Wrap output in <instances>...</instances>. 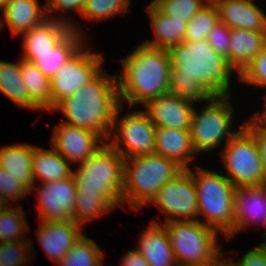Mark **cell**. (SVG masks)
I'll list each match as a JSON object with an SVG mask.
<instances>
[{
  "label": "cell",
  "mask_w": 266,
  "mask_h": 266,
  "mask_svg": "<svg viewBox=\"0 0 266 266\" xmlns=\"http://www.w3.org/2000/svg\"><path fill=\"white\" fill-rule=\"evenodd\" d=\"M116 73L103 69L88 84L62 100L53 110L66 118L63 123L84 128L108 141L120 103Z\"/></svg>",
  "instance_id": "obj_1"
},
{
  "label": "cell",
  "mask_w": 266,
  "mask_h": 266,
  "mask_svg": "<svg viewBox=\"0 0 266 266\" xmlns=\"http://www.w3.org/2000/svg\"><path fill=\"white\" fill-rule=\"evenodd\" d=\"M121 75H116L120 103L129 107L146 105L152 99L169 93L170 56L167 49L145 45L135 47L128 56L119 60Z\"/></svg>",
  "instance_id": "obj_2"
},
{
  "label": "cell",
  "mask_w": 266,
  "mask_h": 266,
  "mask_svg": "<svg viewBox=\"0 0 266 266\" xmlns=\"http://www.w3.org/2000/svg\"><path fill=\"white\" fill-rule=\"evenodd\" d=\"M170 76L194 77L213 96L232 95L234 70L226 58L216 53L206 40L181 42L168 49Z\"/></svg>",
  "instance_id": "obj_3"
},
{
  "label": "cell",
  "mask_w": 266,
  "mask_h": 266,
  "mask_svg": "<svg viewBox=\"0 0 266 266\" xmlns=\"http://www.w3.org/2000/svg\"><path fill=\"white\" fill-rule=\"evenodd\" d=\"M183 170L175 161L155 153L124 160L123 208L128 204L130 211L137 212Z\"/></svg>",
  "instance_id": "obj_4"
},
{
  "label": "cell",
  "mask_w": 266,
  "mask_h": 266,
  "mask_svg": "<svg viewBox=\"0 0 266 266\" xmlns=\"http://www.w3.org/2000/svg\"><path fill=\"white\" fill-rule=\"evenodd\" d=\"M192 177L197 194L198 218L202 215L204 225L230 240L234 237L235 186L223 173L197 165L192 170Z\"/></svg>",
  "instance_id": "obj_5"
},
{
  "label": "cell",
  "mask_w": 266,
  "mask_h": 266,
  "mask_svg": "<svg viewBox=\"0 0 266 266\" xmlns=\"http://www.w3.org/2000/svg\"><path fill=\"white\" fill-rule=\"evenodd\" d=\"M73 176L77 192H96L115 210L123 207L124 158L108 142L73 169Z\"/></svg>",
  "instance_id": "obj_6"
},
{
  "label": "cell",
  "mask_w": 266,
  "mask_h": 266,
  "mask_svg": "<svg viewBox=\"0 0 266 266\" xmlns=\"http://www.w3.org/2000/svg\"><path fill=\"white\" fill-rule=\"evenodd\" d=\"M163 224L177 266H207L222 251L219 234L200 220Z\"/></svg>",
  "instance_id": "obj_7"
},
{
  "label": "cell",
  "mask_w": 266,
  "mask_h": 266,
  "mask_svg": "<svg viewBox=\"0 0 266 266\" xmlns=\"http://www.w3.org/2000/svg\"><path fill=\"white\" fill-rule=\"evenodd\" d=\"M231 101V95L213 96L199 112L196 107L193 109L189 133L196 154L210 153L238 132L232 128L234 105Z\"/></svg>",
  "instance_id": "obj_8"
},
{
  "label": "cell",
  "mask_w": 266,
  "mask_h": 266,
  "mask_svg": "<svg viewBox=\"0 0 266 266\" xmlns=\"http://www.w3.org/2000/svg\"><path fill=\"white\" fill-rule=\"evenodd\" d=\"M222 149L220 161L227 171L224 176L235 188L265 185L256 141L243 124Z\"/></svg>",
  "instance_id": "obj_9"
},
{
  "label": "cell",
  "mask_w": 266,
  "mask_h": 266,
  "mask_svg": "<svg viewBox=\"0 0 266 266\" xmlns=\"http://www.w3.org/2000/svg\"><path fill=\"white\" fill-rule=\"evenodd\" d=\"M125 106L116 111L108 143L124 158L155 153L156 127L145 110H134L121 117ZM125 150H124V147Z\"/></svg>",
  "instance_id": "obj_10"
},
{
  "label": "cell",
  "mask_w": 266,
  "mask_h": 266,
  "mask_svg": "<svg viewBox=\"0 0 266 266\" xmlns=\"http://www.w3.org/2000/svg\"><path fill=\"white\" fill-rule=\"evenodd\" d=\"M88 46L86 42L50 79L51 112L62 100L74 95L104 69L103 55L91 52Z\"/></svg>",
  "instance_id": "obj_11"
},
{
  "label": "cell",
  "mask_w": 266,
  "mask_h": 266,
  "mask_svg": "<svg viewBox=\"0 0 266 266\" xmlns=\"http://www.w3.org/2000/svg\"><path fill=\"white\" fill-rule=\"evenodd\" d=\"M150 204L157 205L166 215L163 223L200 220L192 169H184L174 179L164 184Z\"/></svg>",
  "instance_id": "obj_12"
},
{
  "label": "cell",
  "mask_w": 266,
  "mask_h": 266,
  "mask_svg": "<svg viewBox=\"0 0 266 266\" xmlns=\"http://www.w3.org/2000/svg\"><path fill=\"white\" fill-rule=\"evenodd\" d=\"M34 184L37 188L39 220L43 222L73 221L76 206L77 186L73 174L65 179Z\"/></svg>",
  "instance_id": "obj_13"
},
{
  "label": "cell",
  "mask_w": 266,
  "mask_h": 266,
  "mask_svg": "<svg viewBox=\"0 0 266 266\" xmlns=\"http://www.w3.org/2000/svg\"><path fill=\"white\" fill-rule=\"evenodd\" d=\"M51 146L71 165L81 164L106 141L93 131L60 122L54 126Z\"/></svg>",
  "instance_id": "obj_14"
},
{
  "label": "cell",
  "mask_w": 266,
  "mask_h": 266,
  "mask_svg": "<svg viewBox=\"0 0 266 266\" xmlns=\"http://www.w3.org/2000/svg\"><path fill=\"white\" fill-rule=\"evenodd\" d=\"M234 237L242 230L261 224L266 236V188L261 186H248L236 188L234 194Z\"/></svg>",
  "instance_id": "obj_15"
},
{
  "label": "cell",
  "mask_w": 266,
  "mask_h": 266,
  "mask_svg": "<svg viewBox=\"0 0 266 266\" xmlns=\"http://www.w3.org/2000/svg\"><path fill=\"white\" fill-rule=\"evenodd\" d=\"M196 105L167 93L149 101L144 110L155 127L189 130Z\"/></svg>",
  "instance_id": "obj_16"
},
{
  "label": "cell",
  "mask_w": 266,
  "mask_h": 266,
  "mask_svg": "<svg viewBox=\"0 0 266 266\" xmlns=\"http://www.w3.org/2000/svg\"><path fill=\"white\" fill-rule=\"evenodd\" d=\"M36 234L42 250L53 263L61 261L72 245L83 234V228L74 221H39Z\"/></svg>",
  "instance_id": "obj_17"
},
{
  "label": "cell",
  "mask_w": 266,
  "mask_h": 266,
  "mask_svg": "<svg viewBox=\"0 0 266 266\" xmlns=\"http://www.w3.org/2000/svg\"><path fill=\"white\" fill-rule=\"evenodd\" d=\"M214 5L219 21L229 28L266 32V13L253 0H222Z\"/></svg>",
  "instance_id": "obj_18"
},
{
  "label": "cell",
  "mask_w": 266,
  "mask_h": 266,
  "mask_svg": "<svg viewBox=\"0 0 266 266\" xmlns=\"http://www.w3.org/2000/svg\"><path fill=\"white\" fill-rule=\"evenodd\" d=\"M71 26L55 19H45L41 24L21 35L23 60L31 62L36 54L50 52L70 31Z\"/></svg>",
  "instance_id": "obj_19"
},
{
  "label": "cell",
  "mask_w": 266,
  "mask_h": 266,
  "mask_svg": "<svg viewBox=\"0 0 266 266\" xmlns=\"http://www.w3.org/2000/svg\"><path fill=\"white\" fill-rule=\"evenodd\" d=\"M45 7L38 0H9L1 14L0 29L7 26L13 38L21 36L47 19Z\"/></svg>",
  "instance_id": "obj_20"
},
{
  "label": "cell",
  "mask_w": 266,
  "mask_h": 266,
  "mask_svg": "<svg viewBox=\"0 0 266 266\" xmlns=\"http://www.w3.org/2000/svg\"><path fill=\"white\" fill-rule=\"evenodd\" d=\"M139 236L136 249L149 266H177L164 224L151 220Z\"/></svg>",
  "instance_id": "obj_21"
},
{
  "label": "cell",
  "mask_w": 266,
  "mask_h": 266,
  "mask_svg": "<svg viewBox=\"0 0 266 266\" xmlns=\"http://www.w3.org/2000/svg\"><path fill=\"white\" fill-rule=\"evenodd\" d=\"M230 37L226 60L237 76L266 46V32L232 28Z\"/></svg>",
  "instance_id": "obj_22"
},
{
  "label": "cell",
  "mask_w": 266,
  "mask_h": 266,
  "mask_svg": "<svg viewBox=\"0 0 266 266\" xmlns=\"http://www.w3.org/2000/svg\"><path fill=\"white\" fill-rule=\"evenodd\" d=\"M155 154L175 161L183 169H190L189 163L197 156L189 130L163 127H156Z\"/></svg>",
  "instance_id": "obj_23"
},
{
  "label": "cell",
  "mask_w": 266,
  "mask_h": 266,
  "mask_svg": "<svg viewBox=\"0 0 266 266\" xmlns=\"http://www.w3.org/2000/svg\"><path fill=\"white\" fill-rule=\"evenodd\" d=\"M146 11L149 14L154 40L146 39L143 41L145 45L168 50L184 41L187 21L163 14L152 2L147 6Z\"/></svg>",
  "instance_id": "obj_24"
},
{
  "label": "cell",
  "mask_w": 266,
  "mask_h": 266,
  "mask_svg": "<svg viewBox=\"0 0 266 266\" xmlns=\"http://www.w3.org/2000/svg\"><path fill=\"white\" fill-rule=\"evenodd\" d=\"M86 38L88 37L71 30L50 52L36 54L31 62L51 79L61 66L87 42Z\"/></svg>",
  "instance_id": "obj_25"
},
{
  "label": "cell",
  "mask_w": 266,
  "mask_h": 266,
  "mask_svg": "<svg viewBox=\"0 0 266 266\" xmlns=\"http://www.w3.org/2000/svg\"><path fill=\"white\" fill-rule=\"evenodd\" d=\"M35 145L16 143L0 147V167L12 173L29 190L34 185L32 163Z\"/></svg>",
  "instance_id": "obj_26"
},
{
  "label": "cell",
  "mask_w": 266,
  "mask_h": 266,
  "mask_svg": "<svg viewBox=\"0 0 266 266\" xmlns=\"http://www.w3.org/2000/svg\"><path fill=\"white\" fill-rule=\"evenodd\" d=\"M34 184L53 182L70 177L73 169L70 163L53 147L45 149L35 145L32 163Z\"/></svg>",
  "instance_id": "obj_27"
},
{
  "label": "cell",
  "mask_w": 266,
  "mask_h": 266,
  "mask_svg": "<svg viewBox=\"0 0 266 266\" xmlns=\"http://www.w3.org/2000/svg\"><path fill=\"white\" fill-rule=\"evenodd\" d=\"M0 92L19 107L40 110L29 98L21 74V58L16 63L0 60Z\"/></svg>",
  "instance_id": "obj_28"
},
{
  "label": "cell",
  "mask_w": 266,
  "mask_h": 266,
  "mask_svg": "<svg viewBox=\"0 0 266 266\" xmlns=\"http://www.w3.org/2000/svg\"><path fill=\"white\" fill-rule=\"evenodd\" d=\"M21 74L30 100L40 109L51 112V83L32 62L21 58Z\"/></svg>",
  "instance_id": "obj_29"
},
{
  "label": "cell",
  "mask_w": 266,
  "mask_h": 266,
  "mask_svg": "<svg viewBox=\"0 0 266 266\" xmlns=\"http://www.w3.org/2000/svg\"><path fill=\"white\" fill-rule=\"evenodd\" d=\"M104 251L90 237L82 234L57 266H105Z\"/></svg>",
  "instance_id": "obj_30"
},
{
  "label": "cell",
  "mask_w": 266,
  "mask_h": 266,
  "mask_svg": "<svg viewBox=\"0 0 266 266\" xmlns=\"http://www.w3.org/2000/svg\"><path fill=\"white\" fill-rule=\"evenodd\" d=\"M115 208L99 193L77 192L76 206L73 210V221L84 227L85 223L110 213Z\"/></svg>",
  "instance_id": "obj_31"
},
{
  "label": "cell",
  "mask_w": 266,
  "mask_h": 266,
  "mask_svg": "<svg viewBox=\"0 0 266 266\" xmlns=\"http://www.w3.org/2000/svg\"><path fill=\"white\" fill-rule=\"evenodd\" d=\"M23 206L11 205L0 213V242L26 239L30 228Z\"/></svg>",
  "instance_id": "obj_32"
},
{
  "label": "cell",
  "mask_w": 266,
  "mask_h": 266,
  "mask_svg": "<svg viewBox=\"0 0 266 266\" xmlns=\"http://www.w3.org/2000/svg\"><path fill=\"white\" fill-rule=\"evenodd\" d=\"M218 21L217 7L207 2L198 13L188 21L183 42L206 40L208 33Z\"/></svg>",
  "instance_id": "obj_33"
},
{
  "label": "cell",
  "mask_w": 266,
  "mask_h": 266,
  "mask_svg": "<svg viewBox=\"0 0 266 266\" xmlns=\"http://www.w3.org/2000/svg\"><path fill=\"white\" fill-rule=\"evenodd\" d=\"M168 91L182 100L198 103L209 101L213 95L194 77L170 76Z\"/></svg>",
  "instance_id": "obj_34"
},
{
  "label": "cell",
  "mask_w": 266,
  "mask_h": 266,
  "mask_svg": "<svg viewBox=\"0 0 266 266\" xmlns=\"http://www.w3.org/2000/svg\"><path fill=\"white\" fill-rule=\"evenodd\" d=\"M130 0H86L82 10V17L95 22L124 15L130 8Z\"/></svg>",
  "instance_id": "obj_35"
},
{
  "label": "cell",
  "mask_w": 266,
  "mask_h": 266,
  "mask_svg": "<svg viewBox=\"0 0 266 266\" xmlns=\"http://www.w3.org/2000/svg\"><path fill=\"white\" fill-rule=\"evenodd\" d=\"M33 242L28 237L23 240L0 242V266H26L27 261L31 262Z\"/></svg>",
  "instance_id": "obj_36"
},
{
  "label": "cell",
  "mask_w": 266,
  "mask_h": 266,
  "mask_svg": "<svg viewBox=\"0 0 266 266\" xmlns=\"http://www.w3.org/2000/svg\"><path fill=\"white\" fill-rule=\"evenodd\" d=\"M151 2L163 14L187 22L207 3L206 0H152Z\"/></svg>",
  "instance_id": "obj_37"
},
{
  "label": "cell",
  "mask_w": 266,
  "mask_h": 266,
  "mask_svg": "<svg viewBox=\"0 0 266 266\" xmlns=\"http://www.w3.org/2000/svg\"><path fill=\"white\" fill-rule=\"evenodd\" d=\"M85 2L86 0H46L45 8H46L47 18L65 22L71 26L72 30H75L78 33H81L82 35L86 36V32L83 31V29H81V27L78 26L79 23L77 24L76 22L74 23V21H70L72 19H70L69 17L65 18V14L64 16L62 15L59 16V14L58 15L54 14L53 16V12L55 11L58 12L60 10L61 12L62 10L65 11V13L66 11L67 12L77 11L81 16L82 10L85 6Z\"/></svg>",
  "instance_id": "obj_38"
},
{
  "label": "cell",
  "mask_w": 266,
  "mask_h": 266,
  "mask_svg": "<svg viewBox=\"0 0 266 266\" xmlns=\"http://www.w3.org/2000/svg\"><path fill=\"white\" fill-rule=\"evenodd\" d=\"M240 82L266 89V46L238 75Z\"/></svg>",
  "instance_id": "obj_39"
},
{
  "label": "cell",
  "mask_w": 266,
  "mask_h": 266,
  "mask_svg": "<svg viewBox=\"0 0 266 266\" xmlns=\"http://www.w3.org/2000/svg\"><path fill=\"white\" fill-rule=\"evenodd\" d=\"M30 193V190L12 173L0 167V196L12 205V203L17 204L19 199L26 198Z\"/></svg>",
  "instance_id": "obj_40"
},
{
  "label": "cell",
  "mask_w": 266,
  "mask_h": 266,
  "mask_svg": "<svg viewBox=\"0 0 266 266\" xmlns=\"http://www.w3.org/2000/svg\"><path fill=\"white\" fill-rule=\"evenodd\" d=\"M246 121L248 122L243 123V126L253 135L256 141L262 164L263 178L266 183V122L260 120L254 114Z\"/></svg>",
  "instance_id": "obj_41"
},
{
  "label": "cell",
  "mask_w": 266,
  "mask_h": 266,
  "mask_svg": "<svg viewBox=\"0 0 266 266\" xmlns=\"http://www.w3.org/2000/svg\"><path fill=\"white\" fill-rule=\"evenodd\" d=\"M231 28L224 23L218 21L216 25L210 30L206 41L213 48V50L224 56H228Z\"/></svg>",
  "instance_id": "obj_42"
},
{
  "label": "cell",
  "mask_w": 266,
  "mask_h": 266,
  "mask_svg": "<svg viewBox=\"0 0 266 266\" xmlns=\"http://www.w3.org/2000/svg\"><path fill=\"white\" fill-rule=\"evenodd\" d=\"M236 266H266V244L261 242L255 248L244 253Z\"/></svg>",
  "instance_id": "obj_43"
},
{
  "label": "cell",
  "mask_w": 266,
  "mask_h": 266,
  "mask_svg": "<svg viewBox=\"0 0 266 266\" xmlns=\"http://www.w3.org/2000/svg\"><path fill=\"white\" fill-rule=\"evenodd\" d=\"M119 266H149V264L141 253L134 248L123 255Z\"/></svg>",
  "instance_id": "obj_44"
},
{
  "label": "cell",
  "mask_w": 266,
  "mask_h": 266,
  "mask_svg": "<svg viewBox=\"0 0 266 266\" xmlns=\"http://www.w3.org/2000/svg\"><path fill=\"white\" fill-rule=\"evenodd\" d=\"M225 254H228L227 251L220 253L207 265V266H236L235 261L233 258H236V256H230V258L224 257Z\"/></svg>",
  "instance_id": "obj_45"
},
{
  "label": "cell",
  "mask_w": 266,
  "mask_h": 266,
  "mask_svg": "<svg viewBox=\"0 0 266 266\" xmlns=\"http://www.w3.org/2000/svg\"><path fill=\"white\" fill-rule=\"evenodd\" d=\"M11 204L7 202L2 196H0V213L5 211Z\"/></svg>",
  "instance_id": "obj_46"
},
{
  "label": "cell",
  "mask_w": 266,
  "mask_h": 266,
  "mask_svg": "<svg viewBox=\"0 0 266 266\" xmlns=\"http://www.w3.org/2000/svg\"><path fill=\"white\" fill-rule=\"evenodd\" d=\"M265 99H266V95H265ZM263 111L264 112L261 111V113H260V111H259V112L252 113V114H254L255 116H257L260 120L266 122V102H265V108L263 109Z\"/></svg>",
  "instance_id": "obj_47"
},
{
  "label": "cell",
  "mask_w": 266,
  "mask_h": 266,
  "mask_svg": "<svg viewBox=\"0 0 266 266\" xmlns=\"http://www.w3.org/2000/svg\"><path fill=\"white\" fill-rule=\"evenodd\" d=\"M9 0H0V11L2 12L4 10V8L6 7L7 5V2Z\"/></svg>",
  "instance_id": "obj_48"
},
{
  "label": "cell",
  "mask_w": 266,
  "mask_h": 266,
  "mask_svg": "<svg viewBox=\"0 0 266 266\" xmlns=\"http://www.w3.org/2000/svg\"><path fill=\"white\" fill-rule=\"evenodd\" d=\"M208 3H212V4H215L219 1H222V0H206Z\"/></svg>",
  "instance_id": "obj_49"
}]
</instances>
